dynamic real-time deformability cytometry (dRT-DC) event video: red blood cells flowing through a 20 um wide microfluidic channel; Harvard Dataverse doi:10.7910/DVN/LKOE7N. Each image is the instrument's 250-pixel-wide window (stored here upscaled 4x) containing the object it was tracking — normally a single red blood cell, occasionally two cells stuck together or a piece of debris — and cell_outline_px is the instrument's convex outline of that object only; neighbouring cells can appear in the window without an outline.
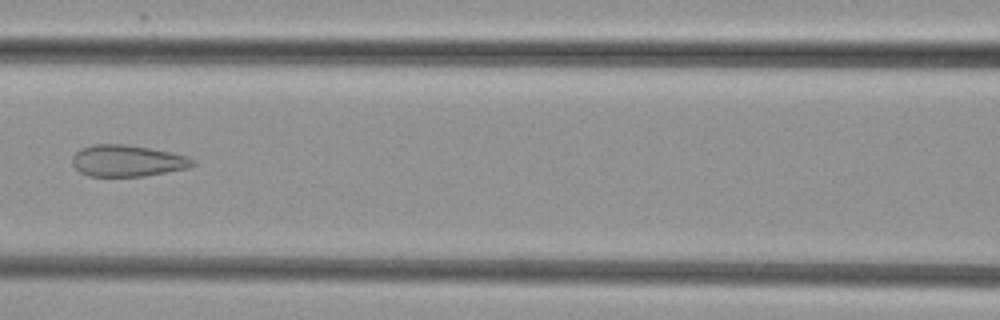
{"species": "common noctule bat (a hibernating species)", "species_latin": "Nyctalus noctula", "temperature_condition": "cold", "stored_images_in_passage": 6, "camera_frame_rate_fps": 3000, "um_per_image_px": 0.085, "animal": {"sex": "female", "body_mass_g": 29.2, "forearm_length_mm": 56.3}, "frame": {"image": 1, "passage_image": 6, "time_ms": 7.0, "image_size_px": [1000, 320], "cell_outline_px": [[196, 164], [188, 168], [144, 176], [88, 176], [80, 172], [72, 164], [72, 156], [80, 148], [92, 144], [128, 144], [168, 152], [184, 156], [192, 160]], "centroid_in_image_um": [10.76, 13.66], "position_along_channel_um": 155.8, "area_um2": 21.96}}